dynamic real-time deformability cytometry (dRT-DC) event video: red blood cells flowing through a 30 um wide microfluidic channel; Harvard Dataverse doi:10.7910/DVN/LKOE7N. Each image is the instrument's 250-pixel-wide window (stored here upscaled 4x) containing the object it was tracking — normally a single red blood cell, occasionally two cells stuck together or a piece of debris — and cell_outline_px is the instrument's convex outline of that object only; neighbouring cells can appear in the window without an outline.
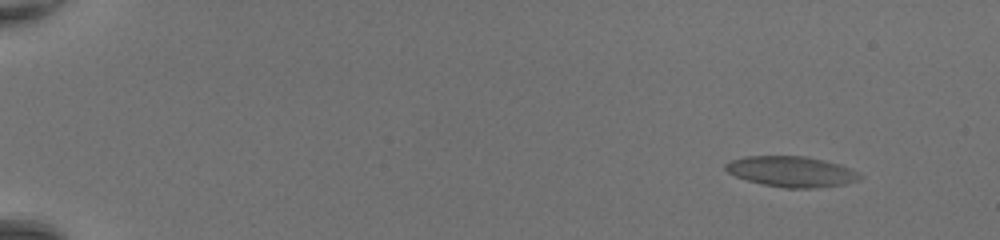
{"species": "common noctule bat (a hibernating species)", "species_latin": "Nyctalus noctula", "temperature_condition": "room temperature", "stored_images_in_passage": 51, "camera_frame_rate_fps": 3000, "um_per_image_px": 0.085, "animal": {"sex": "female", "body_mass_g": 20.0, "forearm_length_mm": 54.0}, "frame": {"image": 1, "passage_image": 6, "time_ms": 1.667, "image_size_px": [1000, 240], "cell_outline_px": [[864, 176], [860, 180], [844, 184], [812, 188], [784, 188], [764, 184], [748, 180], [736, 176], [728, 172], [724, 168], [724, 164], [728, 160], [744, 156], [804, 156], [824, 160], [840, 164], [860, 172]], "centroid_in_image_um": [67.29, 14.57], "position_along_channel_um": 17.7, "area_um2": 24.1}}
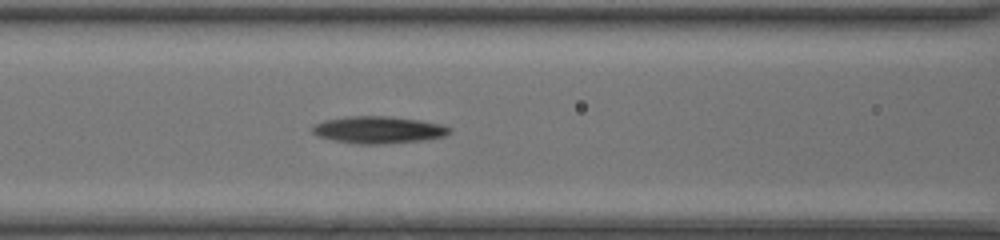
{"frame": {"image": 2, "passage_image": 25, "time_ms": 8.0, "image_size_px": [1000, 240], "cell_outline_px": [[452, 132], [444, 136], [424, 140], [380, 144], [360, 144], [332, 140], [320, 136], [312, 132], [312, 128], [316, 124], [324, 120], [348, 116], [388, 116], [420, 120], [444, 124], [452, 128]], "centroid_in_image_um": [32.22, 11.03], "position_along_channel_um": 134.4, "area_um2": 21.68}}
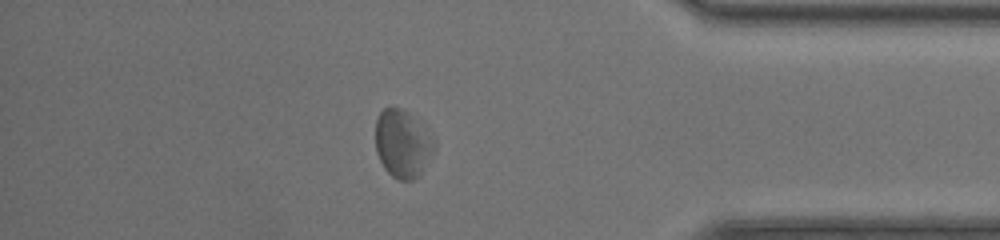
{"frame": {"image": 3, "passage_image": 45, "time_ms": 14.667, "image_size_px": [1000, 240], "cell_outline_px": [[436, 148], [420, 172], [412, 180], [400, 180], [392, 176], [384, 168], [376, 152], [376, 120], [380, 112], [388, 104], [392, 104], [400, 108], [432, 132], [436, 140]], "centroid_in_image_um": [34.23, 12.17], "position_along_channel_um": 401.0, "area_um2": 23.35}, "authors_computed_cell_mechanics": {"area_um2": 22.3108, "velocity_mm_per_s": 4.3246, "shape_relaxation_time_tau1_ms": 5.4165, "shape_relaxation_time_tau2_ms": 3.4357, "deformation_change_tau1": 0.1439, "deformation_change_tau2": 0.1332}}